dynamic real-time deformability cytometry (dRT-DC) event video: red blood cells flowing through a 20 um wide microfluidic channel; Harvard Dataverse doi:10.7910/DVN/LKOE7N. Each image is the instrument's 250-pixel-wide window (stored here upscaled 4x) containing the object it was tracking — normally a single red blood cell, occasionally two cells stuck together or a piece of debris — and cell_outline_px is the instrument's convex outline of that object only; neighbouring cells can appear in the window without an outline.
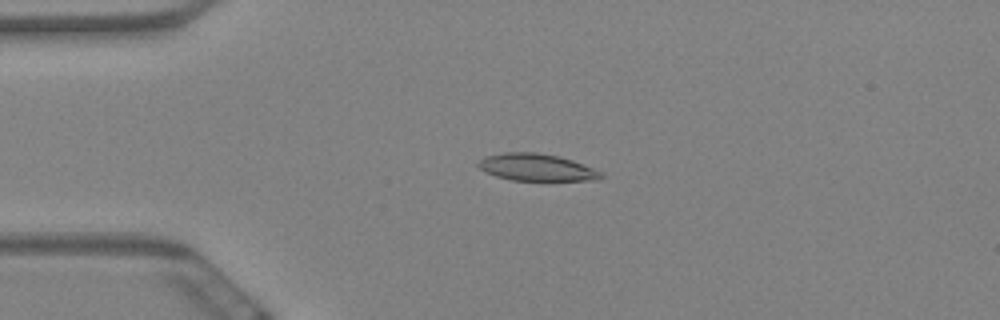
{"species": "Egyptian fruit bat (a non-hibernating species)", "species_latin": "Rousettus aegyptiacus", "temperature_condition": "warm", "stored_images_in_passage": 59, "camera_frame_rate_fps": 3000, "um_per_image_px": 0.085, "animal": {"sex": "female"}, "frame": {"image": 1, "passage_image": 14, "time_ms": 4.333, "image_size_px": [1000, 320], "cell_outline_px": [[604, 176], [600, 180], [512, 180], [496, 176], [484, 172], [476, 164], [484, 156], [504, 152], [536, 152], [560, 156], [572, 160], [604, 172]], "centroid_in_image_um": [45.62, 14.22], "position_along_channel_um": 39.4, "area_um2": 19.54}}
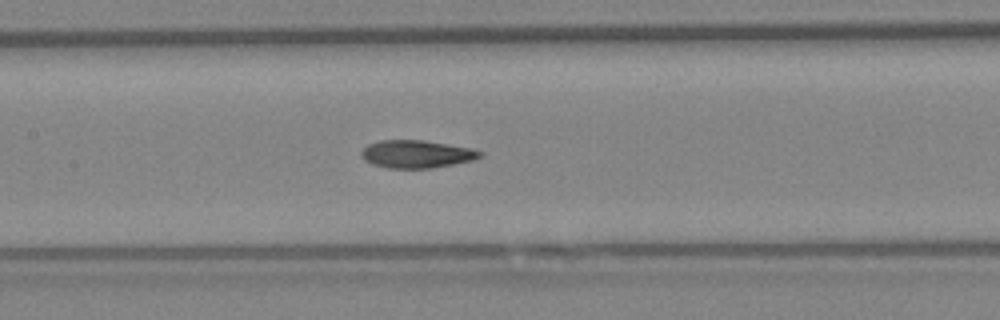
{"frame": {"image": 2, "passage_image": 28, "time_ms": 9.0, "image_size_px": [1000, 320], "cell_outline_px": [[484, 156], [472, 160], [432, 168], [388, 168], [372, 164], [364, 160], [360, 152], [368, 144], [380, 140], [424, 140], [472, 148], [484, 152]], "centroid_in_image_um": [35.42, 13.09], "position_along_channel_um": 172.0, "area_um2": 19.25}}
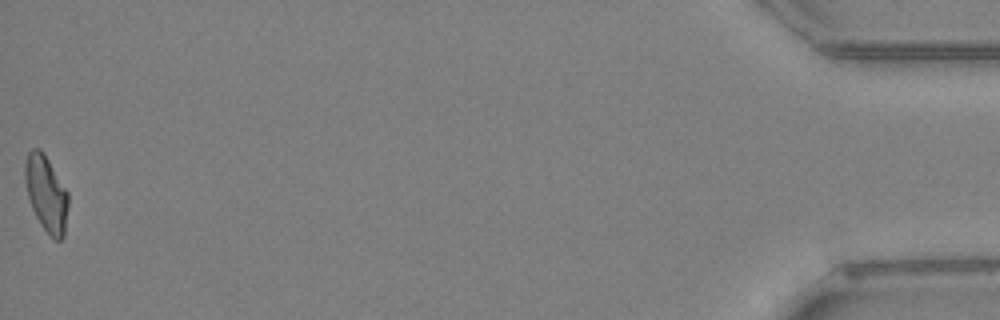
{"frame": {"image": 3, "passage_image": 59, "time_ms": 19.333, "image_size_px": [1000, 320], "cell_outline_px": [[68, 204], [64, 236], [60, 240], [56, 240], [40, 224], [32, 208], [28, 196], [24, 180], [24, 164], [28, 152], [32, 148], [40, 148], [44, 152], [68, 192]], "centroid_in_image_um": [3.92, 16.41], "position_along_channel_um": 431.3, "area_um2": 19.13}, "authors_computed_cell_mechanics": {"area_um2": 19.1318, "velocity_mm_per_s": 3.4728, "shape_relaxation_time_tau1_ms": null, "shape_relaxation_time_tau2_ms": 2.0493, "deformation_change_tau1": null, "deformation_change_tau2": 0.0913}}